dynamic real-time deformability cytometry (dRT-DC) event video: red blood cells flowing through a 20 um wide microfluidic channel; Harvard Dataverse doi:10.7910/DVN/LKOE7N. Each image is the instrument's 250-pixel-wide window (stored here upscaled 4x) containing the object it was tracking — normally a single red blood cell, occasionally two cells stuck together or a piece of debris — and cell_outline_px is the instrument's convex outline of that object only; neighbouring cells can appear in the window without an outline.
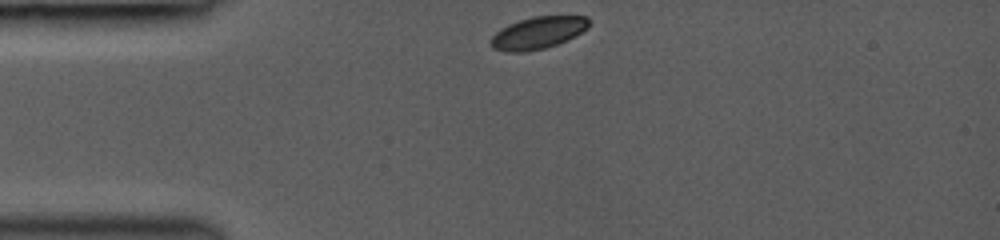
{"species": "common noctule bat (a hibernating species)", "species_latin": "Nyctalus noctula", "temperature_condition": "room temperature", "stored_images_in_passage": 5, "camera_frame_rate_fps": 3000, "um_per_image_px": 0.085, "animal": {"sex": "female", "body_mass_g": 19.0, "forearm_length_mm": 53.3}, "frame": {"image": 1, "passage_image": 1, "time_ms": 0.0, "image_size_px": [1000, 240], "cell_outline_px": [[588, 28], [556, 44], [544, 48], [524, 52], [504, 52], [492, 48], [488, 44], [488, 40], [500, 28], [508, 24], [532, 16], [588, 16]], "centroid_in_image_um": [45.63, 2.79], "position_along_channel_um": 39.4, "area_um2": 18.32}}
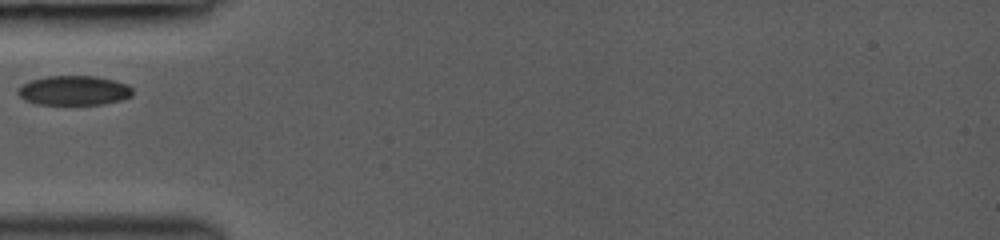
{"frame": {"image": 2, "passage_image": 3, "time_ms": 1.667, "image_size_px": [1000, 240], "cell_outline_px": [[132, 96], [120, 100], [104, 104], [36, 104], [24, 100], [16, 92], [20, 84], [28, 80], [48, 76], [96, 76], [116, 80], [128, 84], [132, 88]], "centroid_in_image_um": [6.26, 7.68], "position_along_channel_um": 78.7, "area_um2": 20.0}}
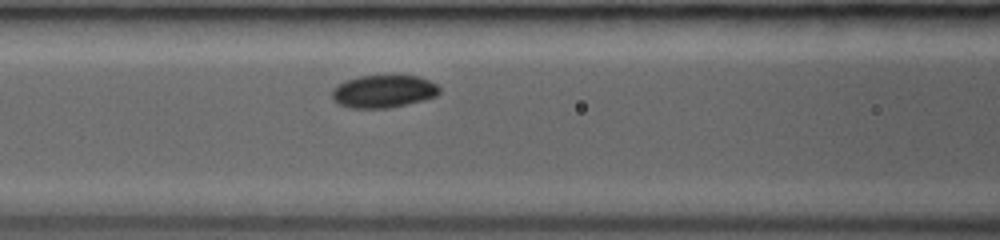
{"frame": {"image": 3, "passage_image": 5, "time_ms": 3.0, "image_size_px": [1000, 240], "cell_outline_px": [[440, 92], [436, 96], [424, 100], [388, 108], [348, 108], [332, 100], [332, 88], [344, 80], [360, 76], [420, 76], [436, 84], [440, 88]], "centroid_in_image_um": [32.57, 7.77], "position_along_channel_um": 134.0, "area_um2": 20.52}}